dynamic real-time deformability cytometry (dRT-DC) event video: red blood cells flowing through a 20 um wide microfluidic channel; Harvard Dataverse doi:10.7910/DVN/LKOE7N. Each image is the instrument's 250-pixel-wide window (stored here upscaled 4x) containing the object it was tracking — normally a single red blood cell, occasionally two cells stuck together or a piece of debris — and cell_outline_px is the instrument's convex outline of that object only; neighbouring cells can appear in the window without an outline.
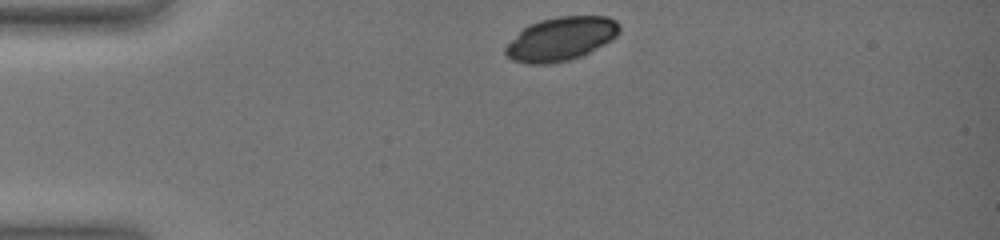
{"species": "common noctule bat (a hibernating species)", "species_latin": "Nyctalus noctula", "temperature_condition": "warm", "stored_images_in_passage": 24, "camera_frame_rate_fps": 3000, "um_per_image_px": 0.085, "animal": {"sex": "female", "body_mass_g": 19.0, "forearm_length_mm": 51.5}, "frame": {"image": 1, "passage_image": 1, "time_ms": 0.0, "image_size_px": [1000, 240], "cell_outline_px": [[620, 32], [612, 40], [580, 56], [568, 60], [548, 64], [528, 64], [512, 60], [504, 52], [504, 48], [528, 24], [540, 20], [560, 16], [608, 16], [616, 20], [620, 24]], "centroid_in_image_um": [47.7, 3.29], "position_along_channel_um": 37.3, "area_um2": 28.84}}
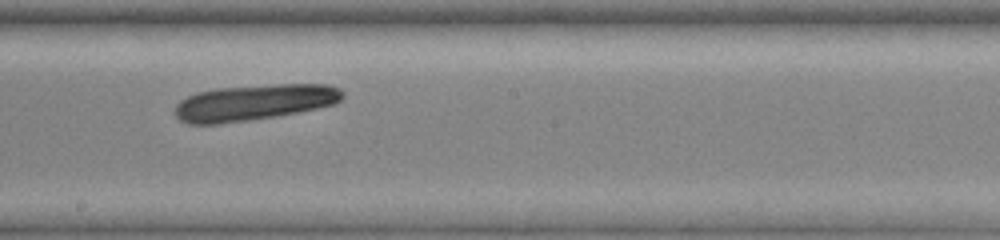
{"frame": {"image": 2, "passage_image": 13, "time_ms": 6.667, "image_size_px": [1000, 240], "cell_outline_px": [[344, 96], [340, 100], [332, 104], [316, 108], [276, 116], [220, 124], [188, 124], [180, 120], [172, 112], [176, 104], [180, 100], [196, 92], [216, 88], [276, 84], [328, 84], [340, 88], [344, 92]], "centroid_in_image_um": [21.55, 8.7], "position_along_channel_um": 226.6, "area_um2": 35.26}}
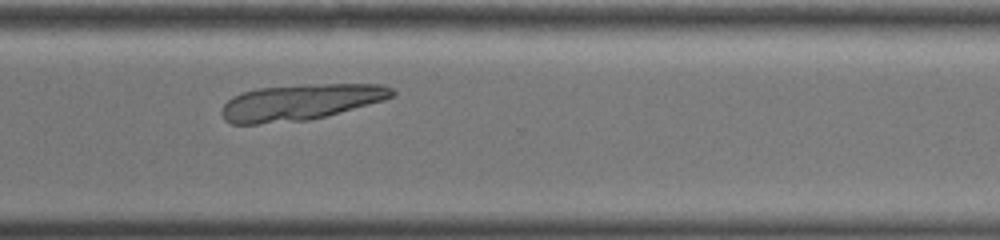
{"frame": {"image": 3, "passage_image": 19, "time_ms": 10.0, "image_size_px": [1000, 240], "cell_outline_px": [[396, 92], [392, 96], [384, 100], [324, 116], [308, 120], [256, 124], [232, 124], [224, 120], [220, 112], [220, 108], [232, 96], [256, 88], [300, 84], [380, 84], [392, 88]], "centroid_in_image_um": [25.48, 8.68], "position_along_channel_um": 345.1, "area_um2": 35.84}}